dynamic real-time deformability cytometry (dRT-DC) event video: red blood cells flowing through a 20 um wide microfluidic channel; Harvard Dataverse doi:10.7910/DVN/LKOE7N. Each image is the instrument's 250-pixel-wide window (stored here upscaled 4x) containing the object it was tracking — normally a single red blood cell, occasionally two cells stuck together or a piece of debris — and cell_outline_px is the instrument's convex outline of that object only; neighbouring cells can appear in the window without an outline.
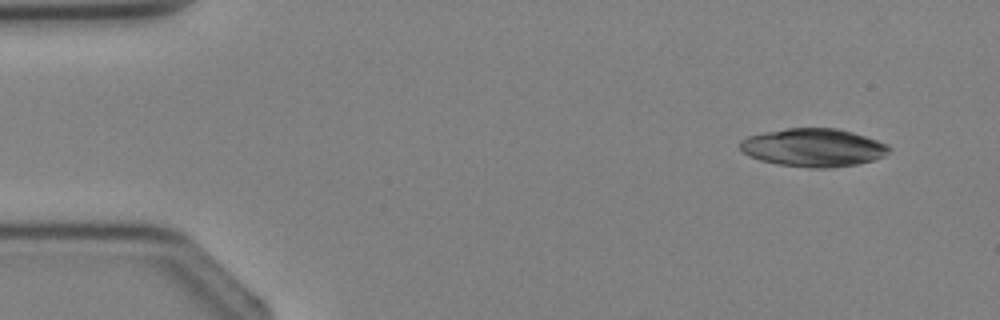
{"species": "Egyptian fruit bat (a non-hibernating species)", "species_latin": "Rousettus aegyptiacus", "temperature_condition": "cold", "stored_images_in_passage": 3, "camera_frame_rate_fps": 3000, "um_per_image_px": 0.085, "animal": {"sex": "female"}, "frame": {"image": 1, "passage_image": 1, "time_ms": 0.0, "image_size_px": [1000, 320], "cell_outline_px": [[892, 148], [884, 156], [872, 160], [856, 164], [832, 168], [808, 168], [776, 164], [760, 160], [748, 156], [740, 148], [740, 140], [748, 136], [764, 132], [788, 128], [836, 128], [852, 132], [888, 144]], "centroid_in_image_um": [69.12, 12.55], "position_along_channel_um": 15.9, "area_um2": 33.18}}